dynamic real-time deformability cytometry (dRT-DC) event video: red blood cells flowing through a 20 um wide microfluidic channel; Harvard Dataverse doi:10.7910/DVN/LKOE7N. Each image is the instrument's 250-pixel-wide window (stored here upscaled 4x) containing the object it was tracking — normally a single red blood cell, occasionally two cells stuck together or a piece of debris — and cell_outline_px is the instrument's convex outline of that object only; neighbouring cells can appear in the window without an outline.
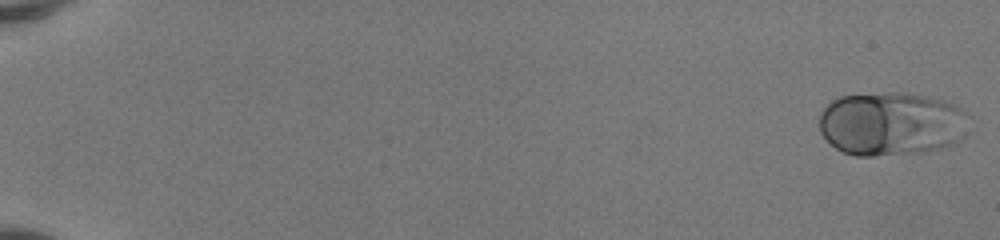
{"species": "human", "species_latin": "Homo sapiens", "temperature_condition": "room temperature", "stored_images_in_passage": 13, "camera_frame_rate_fps": 3000, "um_per_image_px": 0.085, "donor": {"sex": "female"}, "frame": {"image": 1, "passage_image": 1, "time_ms": 0.0, "image_size_px": [1000, 240], "cell_outline_px": [[964, 136], [960, 140], [952, 144], [920, 152], [872, 156], [856, 156], [844, 152], [836, 148], [820, 132], [820, 112], [832, 100], [840, 96], [888, 92], [904, 92], [944, 100], [960, 108], [964, 112]], "centroid_in_image_um": [75.7, 10.51], "position_along_channel_um": 9.3, "area_um2": 55.03}}